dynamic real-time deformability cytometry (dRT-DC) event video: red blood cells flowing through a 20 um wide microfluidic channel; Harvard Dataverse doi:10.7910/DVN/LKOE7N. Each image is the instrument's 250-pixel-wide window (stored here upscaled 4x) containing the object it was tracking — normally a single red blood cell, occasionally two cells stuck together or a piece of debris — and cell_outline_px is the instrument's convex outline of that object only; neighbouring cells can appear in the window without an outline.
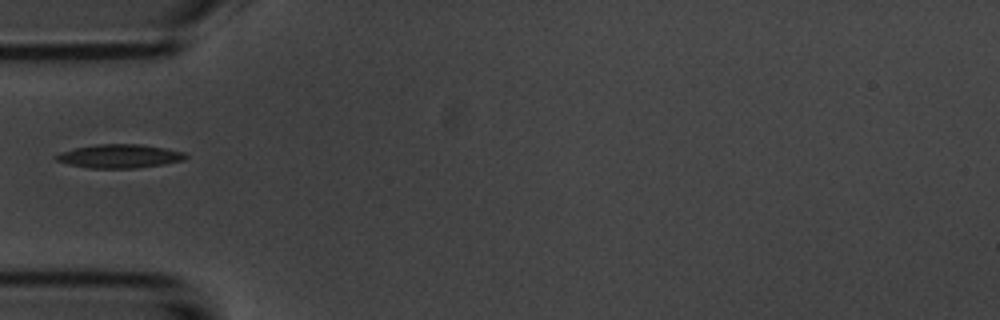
{"species": "common noctule bat (a hibernating species)", "species_latin": "Nyctalus noctula", "temperature_condition": "room temperature", "stored_images_in_passage": 3, "camera_frame_rate_fps": 3000, "um_per_image_px": 0.085, "animal": {"sex": "male", "body_mass_g": 20.1, "forearm_length_mm": 53.5}, "frame": {"image": 1, "passage_image": 1, "time_ms": 0.0, "image_size_px": [1000, 320], "cell_outline_px": [[188, 156], [184, 160], [164, 164], [136, 168], [88, 168], [68, 164], [56, 160], [56, 156], [60, 152], [76, 148], [96, 144], [140, 144], [164, 148], [184, 152]], "centroid_in_image_um": [10.17, 13.27], "position_along_channel_um": 74.8, "area_um2": 17.74}}